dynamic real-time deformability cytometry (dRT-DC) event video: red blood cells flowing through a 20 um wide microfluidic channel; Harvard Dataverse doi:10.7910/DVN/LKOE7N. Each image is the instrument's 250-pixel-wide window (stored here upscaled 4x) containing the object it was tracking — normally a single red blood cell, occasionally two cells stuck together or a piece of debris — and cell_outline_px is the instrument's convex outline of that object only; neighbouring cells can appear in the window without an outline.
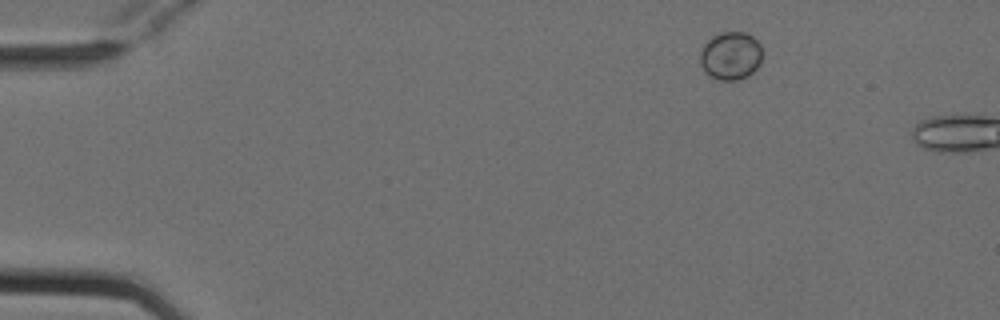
{"species": "Egyptian fruit bat (a non-hibernating species)", "species_latin": "Rousettus aegyptiacus", "temperature_condition": "cold", "stored_images_in_passage": 2, "camera_frame_rate_fps": 3000, "um_per_image_px": 0.085, "animal": {"sex": "female"}, "frame": {"image": 1, "passage_image": 1, "time_ms": 0.0, "image_size_px": [1000, 320], "cell_outline_px": [[760, 64], [748, 76], [740, 80], [720, 80], [708, 76], [704, 72], [700, 64], [700, 52], [704, 44], [712, 36], [720, 32], [744, 32], [752, 36], [760, 44]], "centroid_in_image_um": [62.07, 4.75], "position_along_channel_um": 22.9, "area_um2": 17.51}}